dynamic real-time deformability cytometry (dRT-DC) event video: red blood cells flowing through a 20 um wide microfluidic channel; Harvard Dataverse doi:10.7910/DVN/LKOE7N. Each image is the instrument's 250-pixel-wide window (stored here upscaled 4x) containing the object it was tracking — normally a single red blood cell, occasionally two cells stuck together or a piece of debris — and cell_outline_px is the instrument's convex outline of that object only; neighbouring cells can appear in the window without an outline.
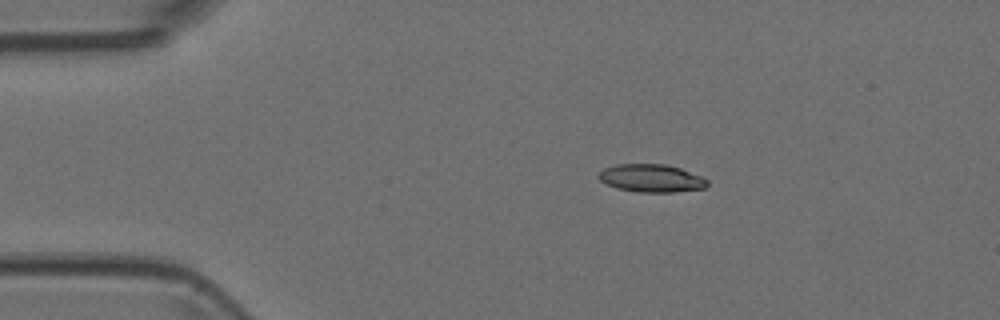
{"species": "Egyptian fruit bat (a non-hibernating species)", "species_latin": "Rousettus aegyptiacus", "temperature_condition": "room temperature", "stored_images_in_passage": 5, "camera_frame_rate_fps": 3000, "um_per_image_px": 0.085, "animal": {"sex": "female"}, "frame": {"image": 1, "passage_image": 2, "time_ms": 0.333, "image_size_px": [1000, 320], "cell_outline_px": [[708, 184], [704, 188], [676, 192], [640, 192], [616, 188], [600, 180], [596, 176], [604, 168], [616, 164], [664, 164], [680, 168], [704, 176], [708, 180]], "centroid_in_image_um": [55.39, 15.14], "position_along_channel_um": 29.6, "area_um2": 17.74}}
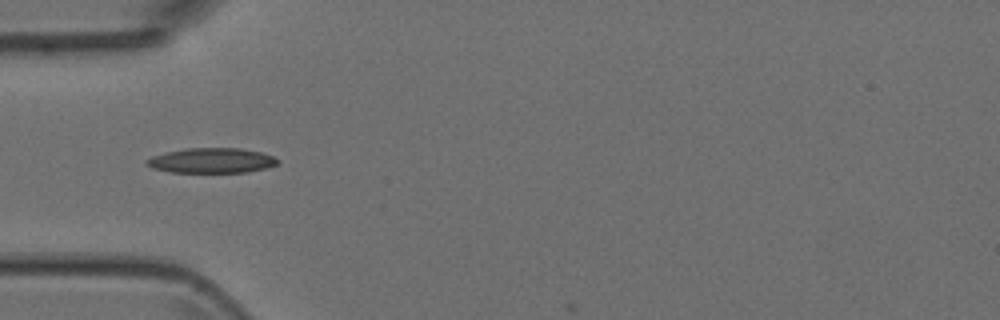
{"frame": {"image": 2, "passage_image": 4, "time_ms": 1.0, "image_size_px": [1000, 320], "cell_outline_px": [[280, 164], [248, 172], [172, 172], [152, 168], [144, 164], [144, 160], [152, 156], [168, 152], [188, 148], [240, 148], [260, 152], [272, 156], [280, 160]], "centroid_in_image_um": [17.98, 13.65], "position_along_channel_um": 67.0, "area_um2": 19.07}}